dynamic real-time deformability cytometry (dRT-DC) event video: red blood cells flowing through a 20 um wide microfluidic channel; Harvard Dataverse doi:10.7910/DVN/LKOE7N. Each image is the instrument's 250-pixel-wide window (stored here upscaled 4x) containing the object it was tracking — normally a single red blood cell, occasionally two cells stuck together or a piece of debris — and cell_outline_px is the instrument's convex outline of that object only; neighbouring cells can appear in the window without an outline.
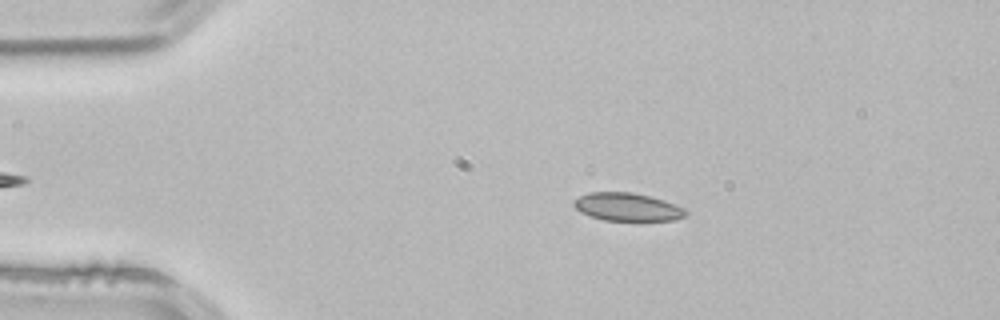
{"species": "common noctule bat (a hibernating species)", "species_latin": "Nyctalus noctula", "temperature_condition": "room temperature", "stored_images_in_passage": 2, "camera_frame_rate_fps": 3000, "um_per_image_px": 0.085, "animal": {"sex": "male", "body_mass_g": 21.5, "forearm_length_mm": 52.0}, "frame": {"image": 1, "passage_image": 1, "time_ms": 0.0, "image_size_px": [1000, 320], "cell_outline_px": [[688, 212], [684, 216], [676, 220], [604, 220], [580, 212], [572, 204], [572, 200], [588, 192], [632, 192], [664, 200], [684, 208]], "centroid_in_image_um": [53.3, 17.58], "position_along_channel_um": 31.7, "area_um2": 18.15}}